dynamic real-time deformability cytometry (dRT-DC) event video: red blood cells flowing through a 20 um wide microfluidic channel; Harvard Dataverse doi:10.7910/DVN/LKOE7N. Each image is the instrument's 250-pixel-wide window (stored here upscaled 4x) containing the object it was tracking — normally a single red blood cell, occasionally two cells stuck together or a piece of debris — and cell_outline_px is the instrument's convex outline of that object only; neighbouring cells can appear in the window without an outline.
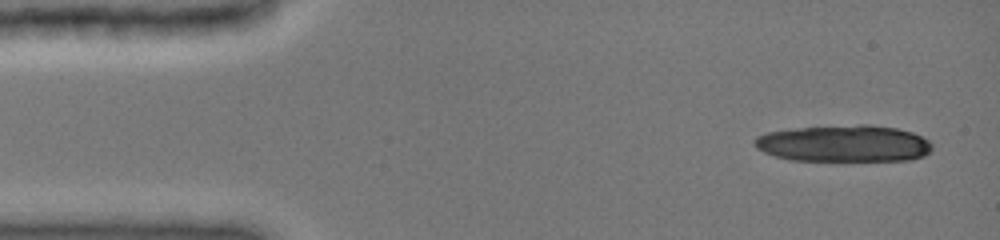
{"species": "common noctule bat (a hibernating species)", "species_latin": "Nyctalus noctula", "temperature_condition": "cold", "stored_images_in_passage": 9, "camera_frame_rate_fps": 3000, "um_per_image_px": 0.085, "animal": {"sex": "female", "body_mass_g": 19.0, "forearm_length_mm": 51.5}, "frame": {"image": 1, "passage_image": 2, "time_ms": 0.333, "image_size_px": [1000, 240], "cell_outline_px": [[932, 148], [924, 156], [908, 160], [792, 160], [776, 156], [764, 152], [756, 148], [752, 140], [756, 136], [768, 132], [796, 128], [860, 124], [868, 124], [896, 128], [912, 132], [928, 140], [932, 144]], "centroid_in_image_um": [71.72, 12.19], "position_along_channel_um": 13.3, "area_um2": 37.92}}